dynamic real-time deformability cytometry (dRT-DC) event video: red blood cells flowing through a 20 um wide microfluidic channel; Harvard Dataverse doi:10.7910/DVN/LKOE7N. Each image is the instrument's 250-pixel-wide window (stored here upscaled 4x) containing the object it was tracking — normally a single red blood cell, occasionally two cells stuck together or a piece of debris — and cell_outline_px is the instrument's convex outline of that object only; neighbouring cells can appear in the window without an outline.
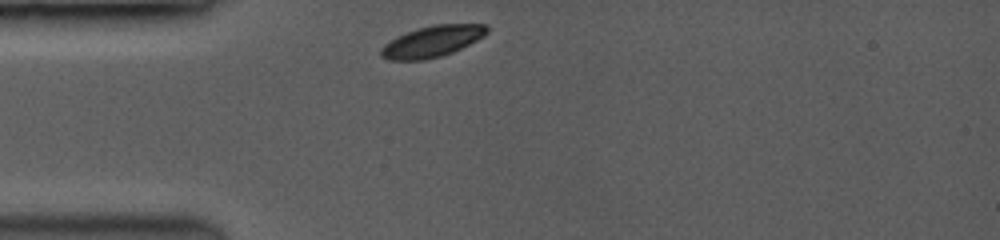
{"species": "common noctule bat (a hibernating species)", "species_latin": "Nyctalus noctula", "temperature_condition": "room temperature", "stored_images_in_passage": 20, "camera_frame_rate_fps": 3500, "um_per_image_px": 0.085, "animal": {"sex": "female", "body_mass_g": 19.0, "forearm_length_mm": 53.3}, "frame": {"image": 1, "passage_image": 1, "time_ms": 0.0, "image_size_px": [1000, 240], "cell_outline_px": [[488, 32], [484, 36], [452, 52], [440, 56], [424, 60], [388, 60], [380, 56], [380, 48], [384, 44], [396, 36], [404, 32], [432, 24], [484, 24], [488, 28]], "centroid_in_image_um": [36.68, 3.51], "position_along_channel_um": 48.3, "area_um2": 19.31}}
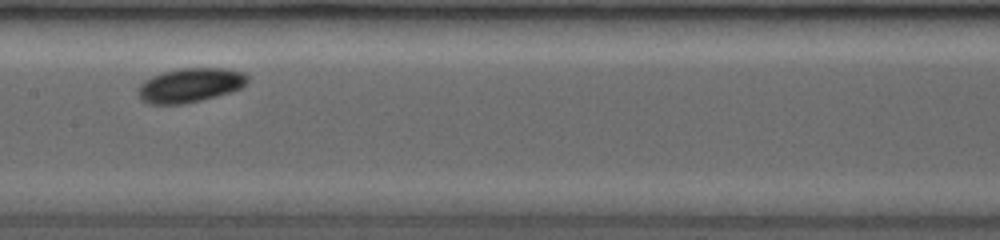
{"frame": {"image": 2, "passage_image": 13, "time_ms": 4.0, "image_size_px": [1000, 240], "cell_outline_px": [[248, 80], [240, 88], [228, 92], [180, 104], [152, 104], [144, 100], [140, 96], [140, 84], [144, 80], [152, 76], [164, 72], [180, 68], [228, 68], [244, 72], [248, 76]], "centroid_in_image_um": [16.18, 7.21], "position_along_channel_um": 191.2, "area_um2": 21.21}}
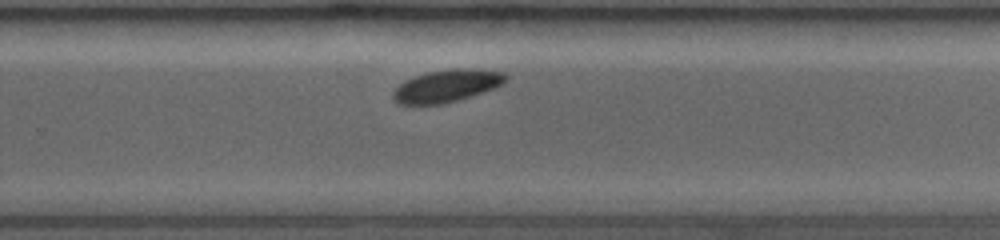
{"frame": {"image": 3, "passage_image": 19, "time_ms": 6.571, "image_size_px": [1000, 240], "cell_outline_px": [[508, 76], [500, 84], [492, 88], [456, 100], [440, 104], [400, 104], [392, 96], [392, 92], [400, 84], [416, 76], [428, 72], [504, 72]], "centroid_in_image_um": [37.85, 7.37], "position_along_channel_um": 291.9, "area_um2": 19.25}}